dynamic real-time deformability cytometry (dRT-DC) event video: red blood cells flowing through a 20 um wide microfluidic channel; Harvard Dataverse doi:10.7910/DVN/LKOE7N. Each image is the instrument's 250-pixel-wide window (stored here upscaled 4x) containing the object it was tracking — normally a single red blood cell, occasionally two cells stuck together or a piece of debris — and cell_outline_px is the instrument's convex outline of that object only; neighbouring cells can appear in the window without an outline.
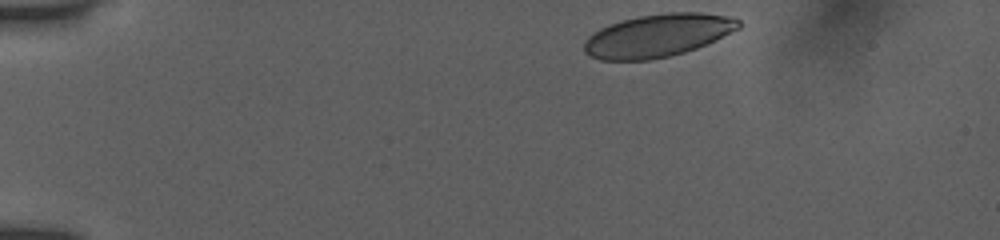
{"species": "human", "species_latin": "Homo sapiens", "temperature_condition": "room temperature", "stored_images_in_passage": 38, "camera_frame_rate_fps": 3000, "um_per_image_px": 0.085, "donor": {"sex": "female"}, "frame": {"image": 1, "passage_image": 1, "time_ms": 0.0, "image_size_px": [1000, 240], "cell_outline_px": [[740, 28], [696, 48], [684, 52], [668, 56], [648, 60], [600, 60], [584, 52], [584, 40], [588, 36], [600, 28], [608, 24], [640, 16], [668, 12], [700, 12], [728, 16], [740, 20]], "centroid_in_image_um": [55.88, 3.01], "position_along_channel_um": 29.1, "area_um2": 38.32}}
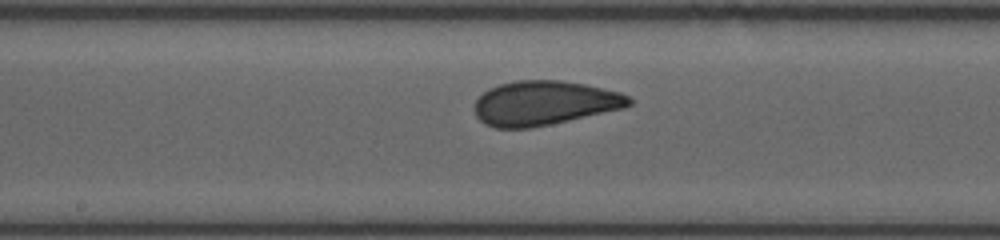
{"frame": {"image": 2, "passage_image": 21, "time_ms": 6.667, "image_size_px": [1000, 240], "cell_outline_px": [[632, 104], [624, 108], [532, 128], [496, 128], [484, 124], [476, 116], [476, 100], [488, 88], [500, 84], [516, 80], [560, 80], [584, 84], [620, 92], [628, 96], [632, 100]], "centroid_in_image_um": [46.26, 8.76], "position_along_channel_um": 201.9, "area_um2": 39.82}}
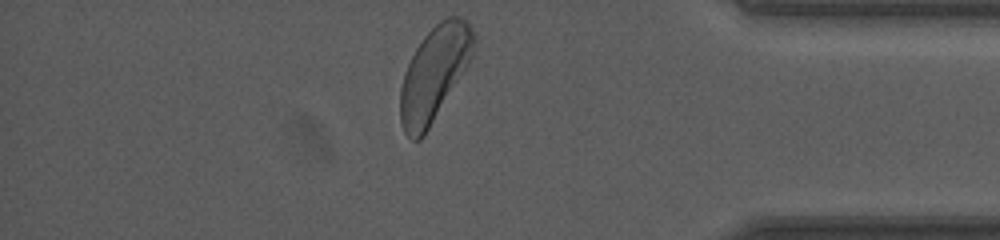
{"frame": {"image": 3, "passage_image": 38, "time_ms": 12.333, "image_size_px": [1000, 240], "cell_outline_px": [[476, 40], [472, 56], [468, 64], [424, 136], [420, 140], [412, 140], [404, 132], [400, 120], [400, 88], [404, 72], [416, 48], [424, 36], [440, 20], [448, 16], [460, 16], [468, 20], [476, 36]], "centroid_in_image_um": [36.92, 6.23], "position_along_channel_um": 398.3, "area_um2": 40.23}, "authors_computed_cell_mechanics": {"area_um2": 39.8531, "velocity_mm_per_s": 3.8707, "shape_relaxation_time_tau1_ms": 2.5552, "shape_relaxation_time_tau2_ms": 0.7888, "deformation_change_tau1": 0.1099, "deformation_change_tau2": 0.0743}}